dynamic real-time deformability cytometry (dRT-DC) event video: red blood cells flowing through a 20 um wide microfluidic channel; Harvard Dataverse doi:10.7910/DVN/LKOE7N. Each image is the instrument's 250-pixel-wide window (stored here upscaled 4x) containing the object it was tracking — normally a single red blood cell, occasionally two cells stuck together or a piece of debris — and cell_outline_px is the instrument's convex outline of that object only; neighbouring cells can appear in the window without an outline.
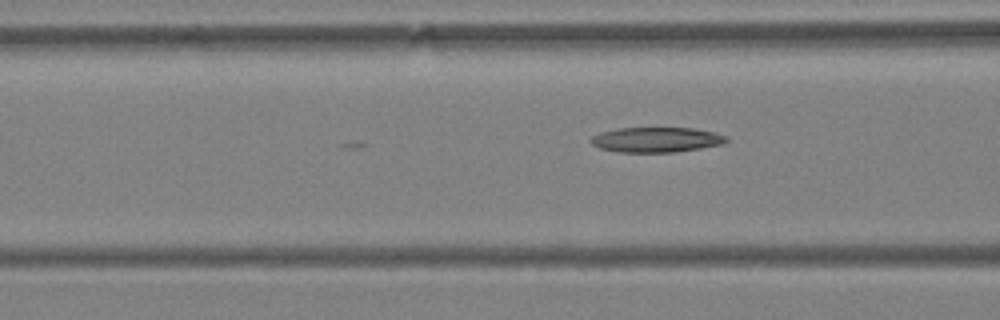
{"species": "Egyptian fruit bat (a non-hibernating species)", "species_latin": "Rousettus aegyptiacus", "temperature_condition": "warm", "stored_images_in_passage": 25, "camera_frame_rate_fps": 3000, "um_per_image_px": 0.085, "animal": {"sex": "female"}, "frame": {"image": 1, "passage_image": 25, "time_ms": 8.0, "image_size_px": [1000, 320], "cell_outline_px": [[728, 140], [724, 144], [676, 152], [620, 152], [600, 148], [592, 144], [588, 140], [592, 136], [600, 132], [616, 128], [692, 128], [712, 132], [728, 136]], "centroid_in_image_um": [55.77, 11.87], "position_along_channel_um": 110.8, "area_um2": 19.83}}